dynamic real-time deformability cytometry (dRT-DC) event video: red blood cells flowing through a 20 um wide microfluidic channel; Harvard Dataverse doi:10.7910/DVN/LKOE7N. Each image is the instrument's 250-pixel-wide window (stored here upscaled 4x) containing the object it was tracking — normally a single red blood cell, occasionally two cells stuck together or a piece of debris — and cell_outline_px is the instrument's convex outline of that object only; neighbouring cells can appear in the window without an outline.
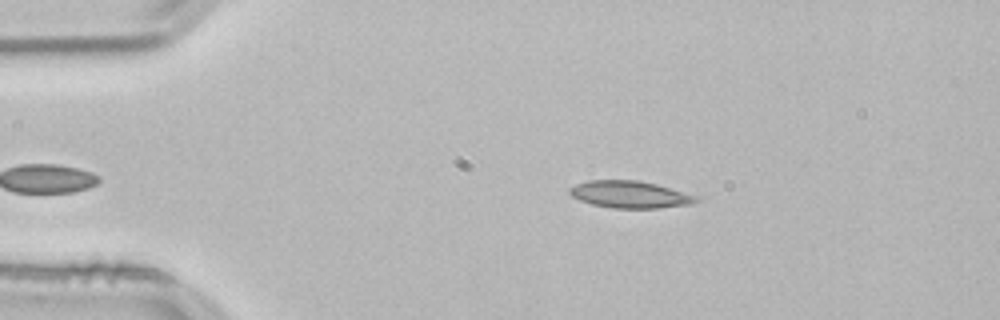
{"species": "common noctule bat (a hibernating species)", "species_latin": "Nyctalus noctula", "temperature_condition": "room temperature", "stored_images_in_passage": 39, "camera_frame_rate_fps": 3000, "um_per_image_px": 0.085, "animal": {"sex": "male", "body_mass_g": 21.5, "forearm_length_mm": 52.0}, "frame": {"image": 1, "passage_image": 3, "time_ms": 0.667, "image_size_px": [1000, 320], "cell_outline_px": [[700, 200], [692, 204], [656, 208], [612, 208], [592, 204], [580, 200], [572, 196], [568, 192], [568, 188], [576, 184], [588, 180], [636, 180], [656, 184], [700, 196]], "centroid_in_image_um": [53.56, 16.53], "position_along_channel_um": 31.4, "area_um2": 20.06}}
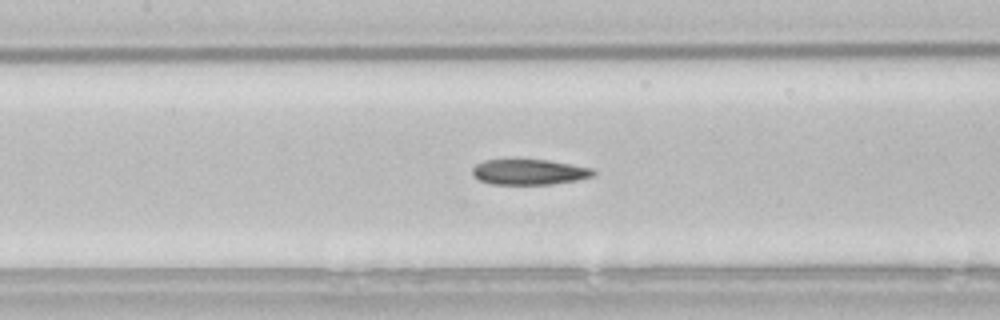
{"frame": {"image": 2, "passage_image": 17, "time_ms": 5.333, "image_size_px": [1000, 320], "cell_outline_px": [[596, 176], [576, 180], [552, 184], [492, 184], [480, 180], [472, 176], [472, 168], [476, 164], [484, 160], [548, 160], [572, 164], [592, 168], [596, 172]], "centroid_in_image_um": [45.0, 14.62], "position_along_channel_um": 162.4, "area_um2": 17.98}}
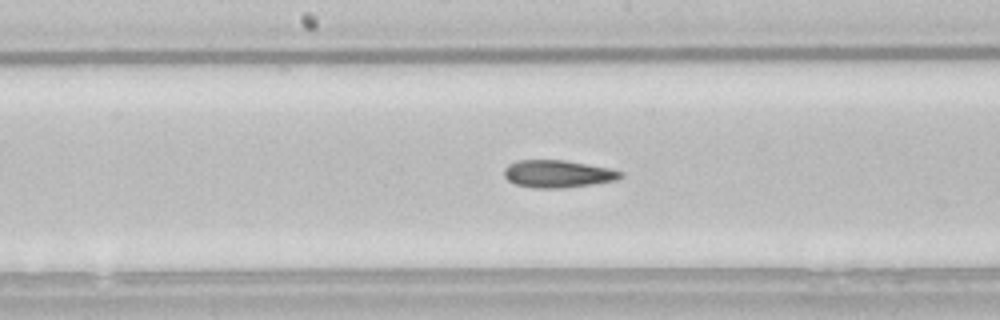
{"frame": {"image": 3, "passage_image": 20, "time_ms": 6.333, "image_size_px": [1000, 320], "cell_outline_px": [[624, 176], [616, 180], [592, 184], [564, 188], [532, 188], [516, 184], [508, 180], [504, 176], [504, 168], [508, 164], [520, 160], [564, 160], [608, 168], [624, 172]], "centroid_in_image_um": [47.41, 14.78], "position_along_channel_um": 200.8, "area_um2": 18.61}, "authors_computed_cell_mechanics": {"area_um2": 18.6694, "velocity_mm_per_s": 3.8348, "shape_relaxation_time_tau1_ms": null, "shape_relaxation_time_tau2_ms": 4.9243, "deformation_change_tau1": null, "deformation_change_tau2": 0.1259}}